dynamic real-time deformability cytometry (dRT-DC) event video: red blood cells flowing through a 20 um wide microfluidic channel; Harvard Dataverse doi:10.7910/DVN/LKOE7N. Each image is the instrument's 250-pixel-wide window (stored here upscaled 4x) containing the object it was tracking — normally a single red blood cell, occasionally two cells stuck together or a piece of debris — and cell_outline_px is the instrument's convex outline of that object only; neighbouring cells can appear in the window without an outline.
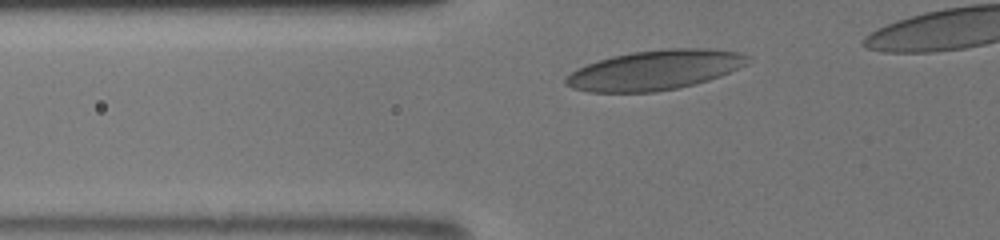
{"species": "human", "species_latin": "Homo sapiens", "temperature_condition": "room temperature", "stored_images_in_passage": 10, "camera_frame_rate_fps": 3000, "um_per_image_px": 0.085, "donor": {"sex": "male"}, "frame": {"image": 1, "passage_image": 3, "time_ms": 0.333, "image_size_px": [1000, 240], "cell_outline_px": [[752, 56], [744, 64], [720, 76], [708, 80], [680, 88], [656, 92], [588, 92], [572, 88], [564, 84], [564, 80], [572, 72], [588, 64], [612, 56], [632, 52], [668, 48], [708, 48], [740, 52]], "centroid_in_image_um": [55.67, 5.95], "position_along_channel_um": 70.1, "area_um2": 41.96}}